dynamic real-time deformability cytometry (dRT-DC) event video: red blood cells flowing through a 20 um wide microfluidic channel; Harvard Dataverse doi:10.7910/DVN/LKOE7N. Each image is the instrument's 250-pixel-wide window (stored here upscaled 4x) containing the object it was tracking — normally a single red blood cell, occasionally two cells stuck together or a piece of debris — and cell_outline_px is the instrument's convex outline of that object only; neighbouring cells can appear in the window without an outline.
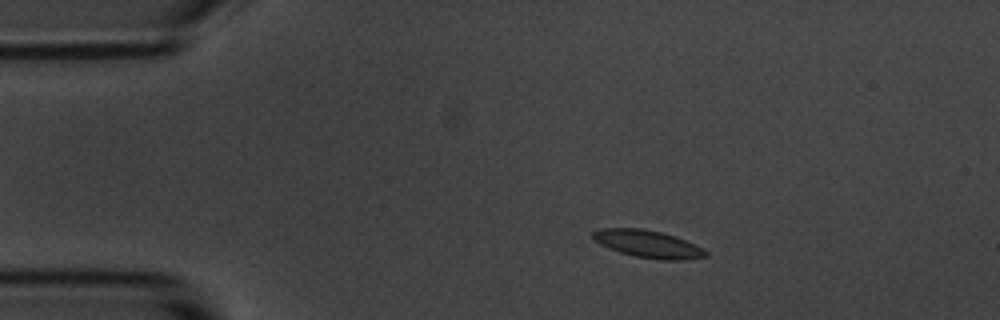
{"species": "common noctule bat (a hibernating species)", "species_latin": "Nyctalus noctula", "temperature_condition": "room temperature", "stored_images_in_passage": 48, "camera_frame_rate_fps": 3000, "um_per_image_px": 0.085, "animal": {"sex": "male", "body_mass_g": 20.1, "forearm_length_mm": 53.5}, "frame": {"image": 1, "passage_image": 1, "time_ms": 0.0, "image_size_px": [1000, 320], "cell_outline_px": [[708, 256], [684, 260], [660, 260], [636, 256], [620, 252], [608, 248], [592, 240], [592, 232], [600, 228], [640, 228], [660, 232], [676, 236], [708, 252]], "centroid_in_image_um": [55.03, 20.73], "position_along_channel_um": 30.0, "area_um2": 17.92}}
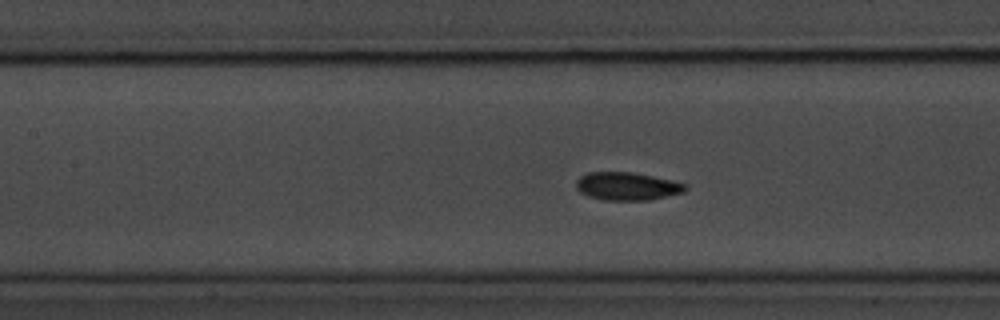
{"frame": {"image": 2, "passage_image": 16, "time_ms": 5.0, "image_size_px": [1000, 320], "cell_outline_px": [[688, 188], [684, 192], [648, 200], [604, 200], [588, 196], [580, 192], [576, 188], [576, 180], [580, 176], [588, 172], [632, 172], [672, 180], [684, 184]], "centroid_in_image_um": [53.27, 15.83], "position_along_channel_um": 154.1, "area_um2": 17.74}}
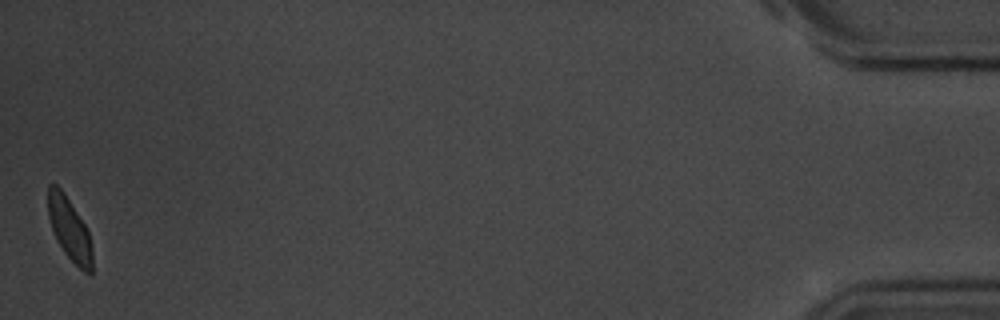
{"frame": {"image": 3, "passage_image": 48, "time_ms": 15.667, "image_size_px": [1000, 320], "cell_outline_px": [[92, 272], [84, 272], [64, 252], [56, 240], [48, 216], [48, 184], [56, 184], [64, 192], [84, 224], [88, 232], [92, 252]], "centroid_in_image_um": [5.88, 19.45], "position_along_channel_um": 429.3, "area_um2": 15.84}, "authors_computed_cell_mechanics": {"area_um2": 17.34, "velocity_mm_per_s": 3.4709, "shape_relaxation_time_tau1_ms": 2.3235, "shape_relaxation_time_tau2_ms": 3.6366, "deformation_change_tau1": 0.0987, "deformation_change_tau2": 0.0534}}